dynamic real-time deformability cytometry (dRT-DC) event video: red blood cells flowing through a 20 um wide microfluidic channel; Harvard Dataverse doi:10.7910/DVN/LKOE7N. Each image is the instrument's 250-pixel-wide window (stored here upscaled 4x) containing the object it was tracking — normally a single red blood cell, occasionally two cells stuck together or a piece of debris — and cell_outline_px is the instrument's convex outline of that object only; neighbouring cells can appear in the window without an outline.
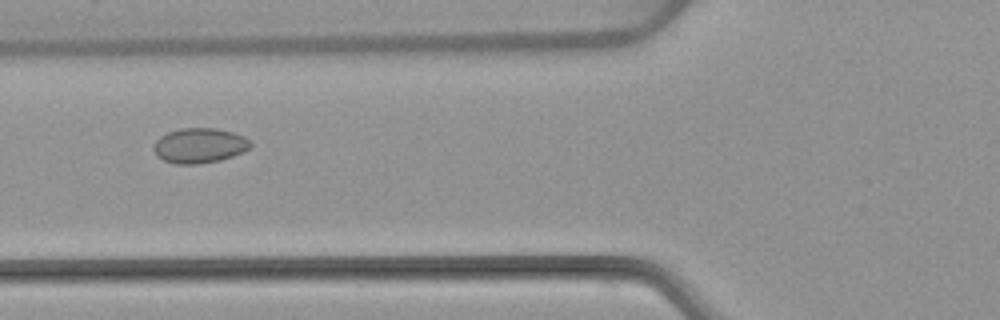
{"species": "common noctule bat (a hibernating species)", "species_latin": "Nyctalus noctula", "temperature_condition": "warm", "stored_images_in_passage": 4, "camera_frame_rate_fps": 3000, "um_per_image_px": 0.085, "animal": {"sex": "female", "body_mass_g": 22.7, "forearm_length_mm": 54.2}, "frame": {"image": 1, "passage_image": 3, "time_ms": 2.667, "image_size_px": [1000, 320], "cell_outline_px": [[252, 144], [244, 152], [220, 160], [200, 164], [176, 164], [164, 160], [156, 156], [152, 148], [156, 140], [160, 136], [168, 132], [180, 128], [216, 128], [232, 132], [244, 136]], "centroid_in_image_um": [16.93, 12.37], "position_along_channel_um": 108.9, "area_um2": 19.83}}
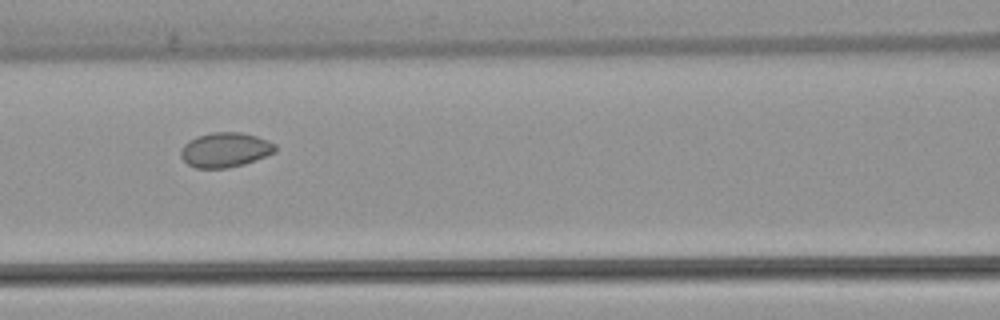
{"frame": {"image": 2, "passage_image": 4, "time_ms": 3.667, "image_size_px": [1000, 320], "cell_outline_px": [[276, 152], [244, 164], [228, 168], [196, 168], [188, 164], [180, 156], [180, 148], [188, 140], [196, 136], [212, 132], [240, 132], [256, 136], [268, 140], [276, 144]], "centroid_in_image_um": [19.12, 12.73], "position_along_channel_um": 147.5, "area_um2": 19.25}}